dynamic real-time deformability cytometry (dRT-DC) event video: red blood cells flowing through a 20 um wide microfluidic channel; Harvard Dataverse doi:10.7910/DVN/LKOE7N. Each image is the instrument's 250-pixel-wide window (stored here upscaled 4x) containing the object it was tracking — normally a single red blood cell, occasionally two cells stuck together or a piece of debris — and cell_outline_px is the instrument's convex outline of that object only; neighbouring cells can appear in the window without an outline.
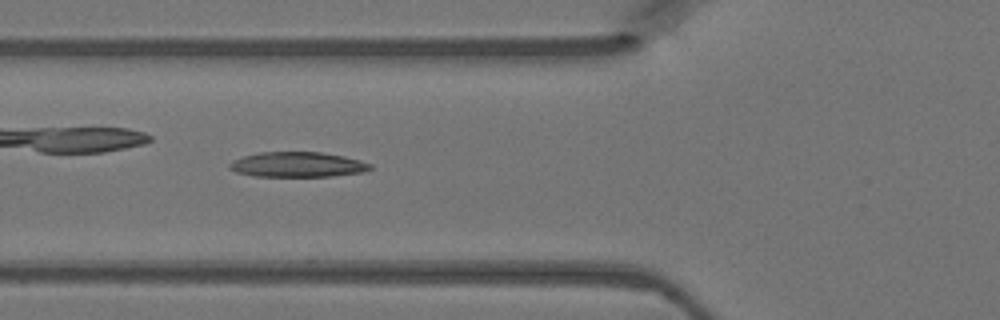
{"species": "Egyptian fruit bat (a non-hibernating species)", "species_latin": "Rousettus aegyptiacus", "temperature_condition": "warm", "stored_images_in_passage": 44, "camera_frame_rate_fps": 3000, "um_per_image_px": 0.085, "animal": {"sex": "female"}, "frame": {"image": 1, "passage_image": 14, "time_ms": 4.333, "image_size_px": [1000, 320], "cell_outline_px": [[372, 168], [364, 172], [332, 176], [252, 176], [236, 172], [228, 168], [228, 164], [244, 156], [260, 152], [320, 152], [344, 156], [360, 160], [372, 164]], "centroid_in_image_um": [25.31, 13.99], "position_along_channel_um": 100.5, "area_um2": 20.52}}
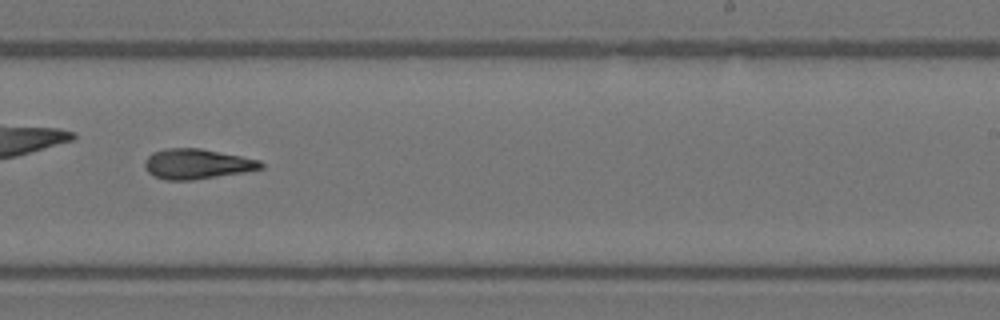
{"frame": {"image": 2, "passage_image": 26, "time_ms": 8.333, "image_size_px": [1000, 320], "cell_outline_px": [[264, 168], [244, 172], [192, 180], [164, 180], [152, 176], [148, 172], [144, 164], [144, 160], [152, 152], [168, 148], [200, 148], [260, 160], [264, 164]], "centroid_in_image_um": [16.72, 13.94], "position_along_channel_um": 272.3, "area_um2": 20.4}}
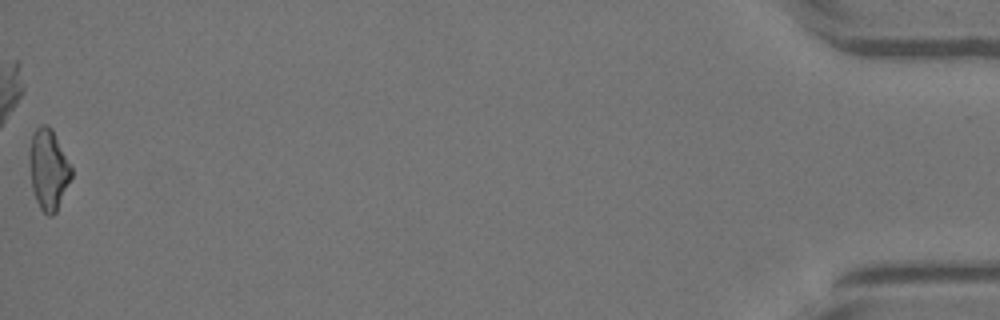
{"frame": {"image": 3, "passage_image": 44, "time_ms": 14.333, "image_size_px": [1000, 320], "cell_outline_px": [[72, 176], [56, 212], [52, 216], [48, 216], [40, 208], [36, 200], [32, 188], [28, 156], [32, 136], [36, 128], [40, 124], [48, 124], [52, 128], [72, 164]], "centroid_in_image_um": [4.13, 14.36], "position_along_channel_um": 431.1, "area_um2": 20.0}}